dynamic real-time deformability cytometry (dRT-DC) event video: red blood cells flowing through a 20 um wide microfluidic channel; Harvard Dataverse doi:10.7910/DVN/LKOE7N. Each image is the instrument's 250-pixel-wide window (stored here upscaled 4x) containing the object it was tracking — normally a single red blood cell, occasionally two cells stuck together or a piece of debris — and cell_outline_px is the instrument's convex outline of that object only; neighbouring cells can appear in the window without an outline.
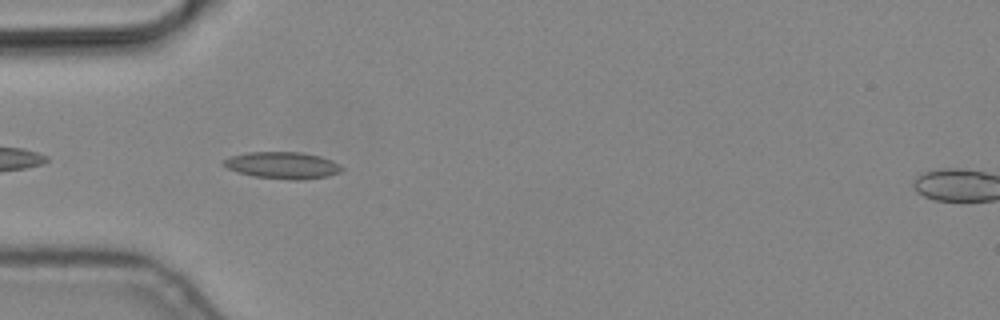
{"species": "common noctule bat (a hibernating species)", "species_latin": "Nyctalus noctula", "temperature_condition": "cold", "stored_images_in_passage": 10, "camera_frame_rate_fps": 3000, "um_per_image_px": 0.085, "animal": {"sex": "male", "body_mass_g": 19.2, "forearm_length_mm": 51.8}, "frame": {"image": 1, "passage_image": 5, "time_ms": 1.333, "image_size_px": [1000, 320], "cell_outline_px": [[344, 168], [340, 172], [328, 176], [300, 180], [288, 180], [252, 176], [228, 168], [220, 164], [224, 160], [232, 156], [248, 152], [300, 152], [320, 156], [332, 160], [340, 164]], "centroid_in_image_um": [24.05, 14.05], "position_along_channel_um": 61.0, "area_um2": 18.5}}
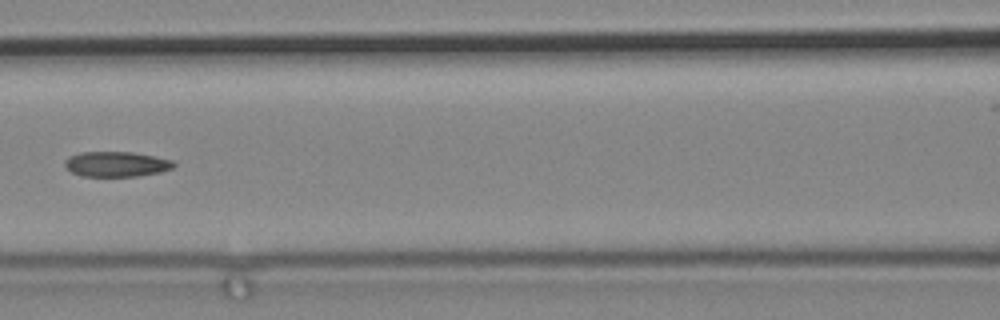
{"frame": {"image": 2, "passage_image": 7, "time_ms": 2.0, "image_size_px": [1000, 320], "cell_outline_px": [[176, 164], [172, 168], [160, 172], [136, 176], [80, 176], [64, 168], [64, 160], [68, 156], [80, 152], [132, 152], [172, 160]], "centroid_in_image_um": [9.83, 13.95], "position_along_channel_um": 156.8, "area_um2": 16.01}}
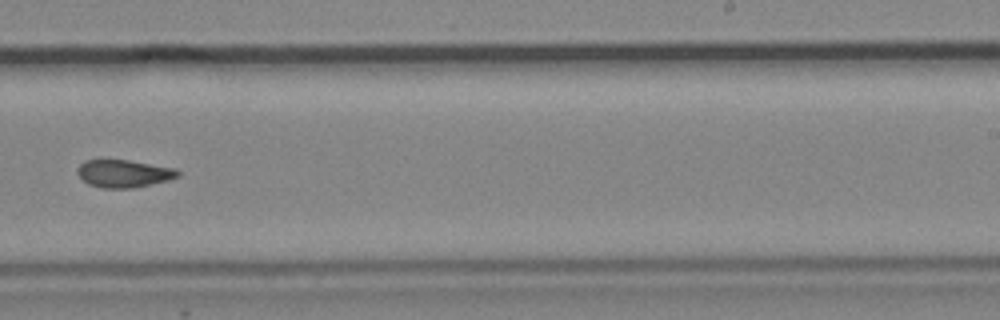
{"frame": {"image": 3, "passage_image": 10, "time_ms": 3.0, "image_size_px": [1000, 320], "cell_outline_px": [[180, 176], [168, 180], [132, 188], [104, 188], [88, 184], [76, 172], [76, 168], [84, 160], [100, 156], [104, 156], [176, 168], [180, 172]], "centroid_in_image_um": [10.45, 14.69], "position_along_channel_um": 278.5, "area_um2": 16.82}}